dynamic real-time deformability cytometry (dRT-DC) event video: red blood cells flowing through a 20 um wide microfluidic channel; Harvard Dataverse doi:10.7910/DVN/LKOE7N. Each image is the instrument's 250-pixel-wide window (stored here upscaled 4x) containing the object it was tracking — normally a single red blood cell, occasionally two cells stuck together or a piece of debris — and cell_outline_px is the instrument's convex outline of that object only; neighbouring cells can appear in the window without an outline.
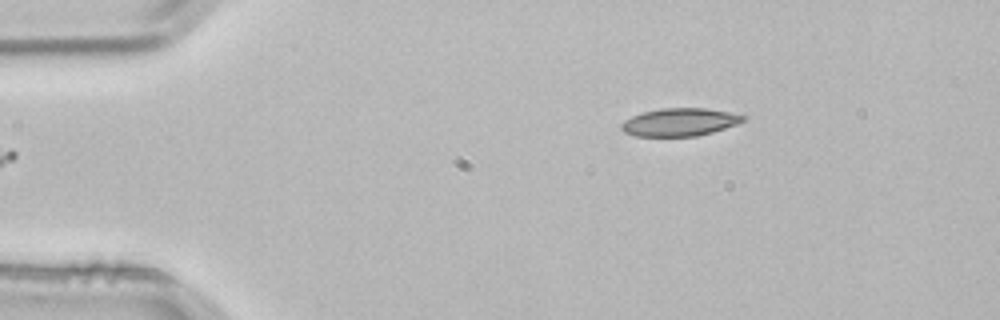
{"species": "common noctule bat (a hibernating species)", "species_latin": "Nyctalus noctula", "temperature_condition": "room temperature", "stored_images_in_passage": 2, "camera_frame_rate_fps": 3000, "um_per_image_px": 0.085, "animal": {"sex": "male", "body_mass_g": 21.5, "forearm_length_mm": 52.0}, "frame": {"image": 1, "passage_image": 1, "time_ms": 0.0, "image_size_px": [1000, 320], "cell_outline_px": [[744, 120], [736, 124], [712, 132], [696, 136], [636, 136], [624, 132], [620, 128], [620, 124], [624, 120], [632, 116], [644, 112], [660, 108], [704, 108], [728, 112], [744, 116]], "centroid_in_image_um": [57.71, 10.38], "position_along_channel_um": 27.3, "area_um2": 19.54}}
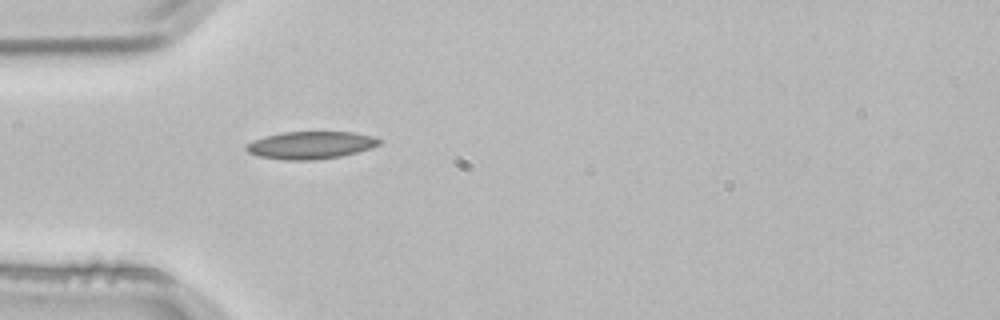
{"frame": {"image": 2, "passage_image": 2, "time_ms": 0.333, "image_size_px": [1000, 320], "cell_outline_px": [[380, 144], [372, 148], [340, 156], [312, 160], [284, 160], [256, 156], [248, 152], [244, 148], [244, 144], [252, 140], [264, 136], [284, 132], [352, 132], [372, 136], [380, 140]], "centroid_in_image_um": [26.33, 12.34], "position_along_channel_um": 58.7, "area_um2": 21.39}}